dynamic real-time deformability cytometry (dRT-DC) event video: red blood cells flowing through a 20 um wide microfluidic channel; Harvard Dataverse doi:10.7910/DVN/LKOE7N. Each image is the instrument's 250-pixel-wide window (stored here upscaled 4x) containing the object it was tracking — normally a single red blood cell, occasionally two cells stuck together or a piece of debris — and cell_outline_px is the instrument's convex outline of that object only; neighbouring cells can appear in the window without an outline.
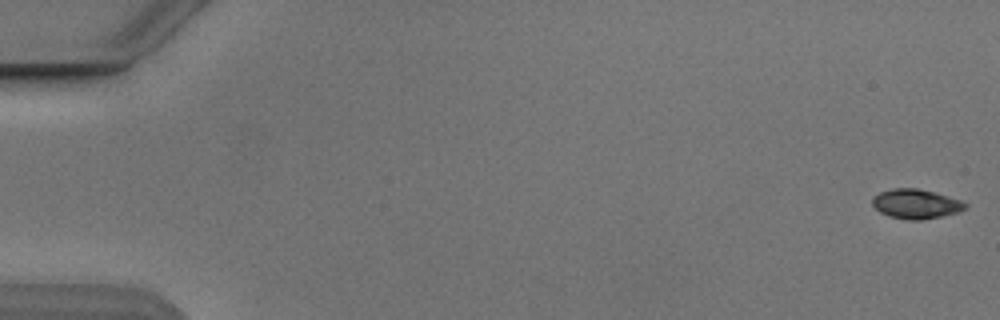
{"species": "Egyptian fruit bat (a non-hibernating species)", "species_latin": "Rousettus aegyptiacus", "temperature_condition": "cold", "stored_images_in_passage": 15, "camera_frame_rate_fps": 3000, "um_per_image_px": 0.085, "animal": {"sex": "male"}, "frame": {"image": 1, "passage_image": 1, "time_ms": 0.0, "image_size_px": [1000, 320], "cell_outline_px": [[968, 208], [960, 212], [920, 220], [908, 220], [888, 216], [880, 212], [872, 204], [872, 196], [880, 192], [892, 188], [916, 188], [948, 196], [960, 200], [968, 204]], "centroid_in_image_um": [77.85, 17.33], "position_along_channel_um": 7.1, "area_um2": 16.01}}
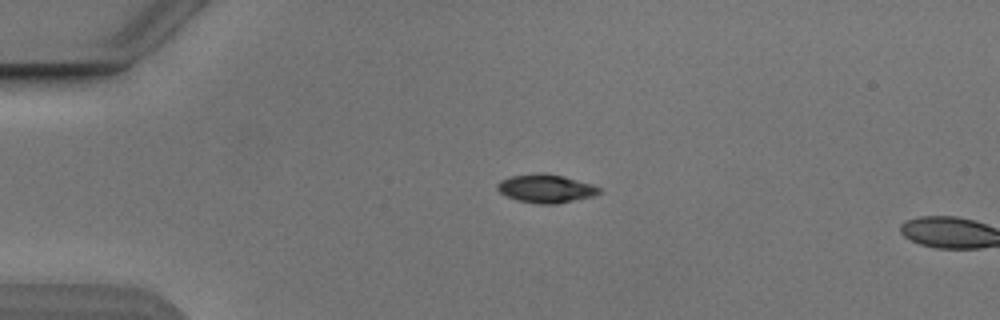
{"frame": {"image": 2, "passage_image": 13, "time_ms": 4.0, "image_size_px": [1000, 320], "cell_outline_px": [[600, 192], [592, 196], [556, 204], [536, 204], [516, 200], [500, 192], [496, 188], [496, 184], [500, 180], [512, 176], [540, 172], [564, 176], [592, 184], [600, 188]], "centroid_in_image_um": [46.37, 16.02], "position_along_channel_um": 38.6, "area_um2": 16.82}}